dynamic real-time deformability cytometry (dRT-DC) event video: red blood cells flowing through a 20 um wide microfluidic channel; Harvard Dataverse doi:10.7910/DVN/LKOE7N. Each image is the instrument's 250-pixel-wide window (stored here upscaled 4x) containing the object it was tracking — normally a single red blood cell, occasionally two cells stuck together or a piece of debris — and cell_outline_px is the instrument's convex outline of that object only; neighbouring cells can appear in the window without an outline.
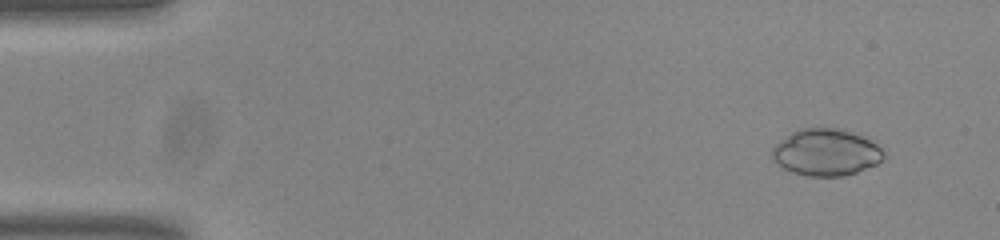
{"species": "common noctule bat (a hibernating species)", "species_latin": "Nyctalus noctula", "temperature_condition": "room temperature", "stored_images_in_passage": 51, "camera_frame_rate_fps": 3000, "um_per_image_px": 0.085, "animal": {"sex": "male", "body_mass_g": 20.0, "forearm_length_mm": 53.3}, "frame": {"image": 1, "passage_image": 2, "time_ms": 0.333, "image_size_px": [1000, 240], "cell_outline_px": [[884, 160], [876, 164], [856, 172], [844, 176], [808, 176], [792, 172], [784, 168], [772, 160], [772, 148], [780, 140], [792, 132], [800, 128], [844, 128], [876, 144], [884, 152]], "centroid_in_image_um": [70.2, 12.95], "position_along_channel_um": 14.8, "area_um2": 30.35}}
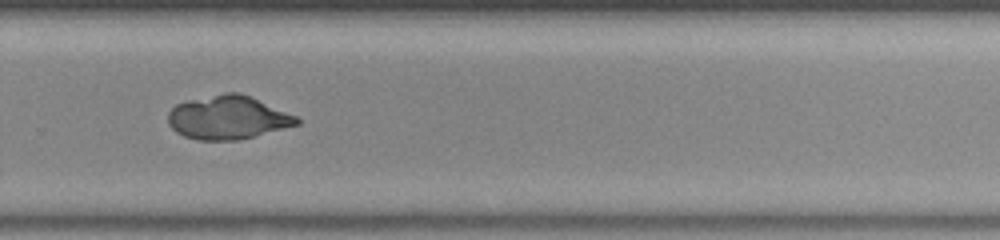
{"frame": {"image": 2, "passage_image": 34, "time_ms": 11.0, "image_size_px": [1000, 240], "cell_outline_px": [[300, 124], [256, 136], [236, 140], [196, 140], [184, 136], [176, 132], [168, 124], [168, 112], [176, 104], [188, 100], [224, 92], [240, 92], [296, 116], [300, 120]], "centroid_in_image_um": [19.35, 9.99], "position_along_channel_um": 310.5, "area_um2": 32.66}}
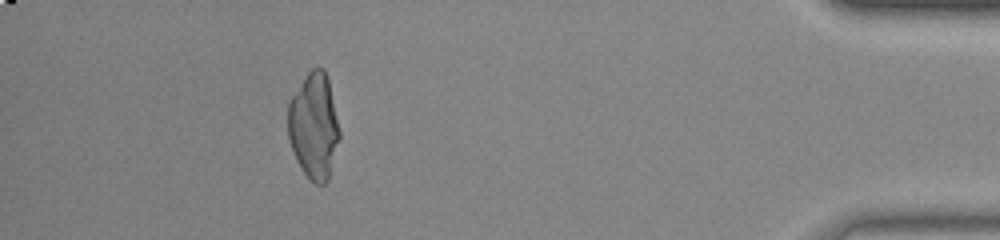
{"frame": {"image": 3, "passage_image": 46, "time_ms": 15.0, "image_size_px": [1000, 240], "cell_outline_px": [[340, 140], [328, 180], [324, 184], [316, 184], [304, 172], [296, 160], [288, 140], [288, 104], [292, 96], [308, 72], [312, 68], [324, 68], [328, 80], [340, 132]], "centroid_in_image_um": [26.68, 10.73], "position_along_channel_um": 408.5, "area_um2": 31.62}}